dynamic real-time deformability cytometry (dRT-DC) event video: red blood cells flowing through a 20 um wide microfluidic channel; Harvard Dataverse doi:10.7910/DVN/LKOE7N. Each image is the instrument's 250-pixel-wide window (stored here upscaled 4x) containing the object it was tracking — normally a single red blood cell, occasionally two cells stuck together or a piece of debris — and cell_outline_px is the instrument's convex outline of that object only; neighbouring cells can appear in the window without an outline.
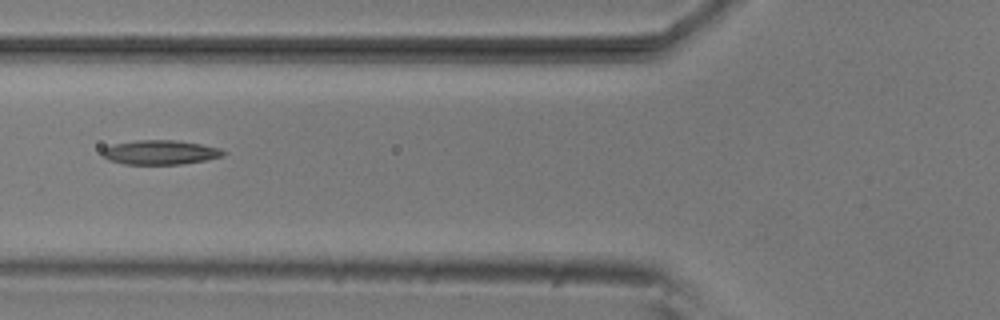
{"species": "common noctule bat (a hibernating species)", "species_latin": "Nyctalus noctula", "temperature_condition": "room temperature", "stored_images_in_passage": 7, "camera_frame_rate_fps": 3000, "um_per_image_px": 0.085, "animal": {"sex": "male", "body_mass_g": 20.5, "forearm_length_mm": 52.5}, "frame": {"image": 1, "passage_image": 6, "time_ms": 1.667, "image_size_px": [1000, 320], "cell_outline_px": [[228, 152], [224, 156], [204, 160], [180, 164], [124, 164], [108, 160], [100, 152], [104, 148], [112, 144], [136, 140], [176, 140], [200, 144], [220, 148]], "centroid_in_image_um": [13.61, 12.94], "position_along_channel_um": 112.2, "area_um2": 17.22}}
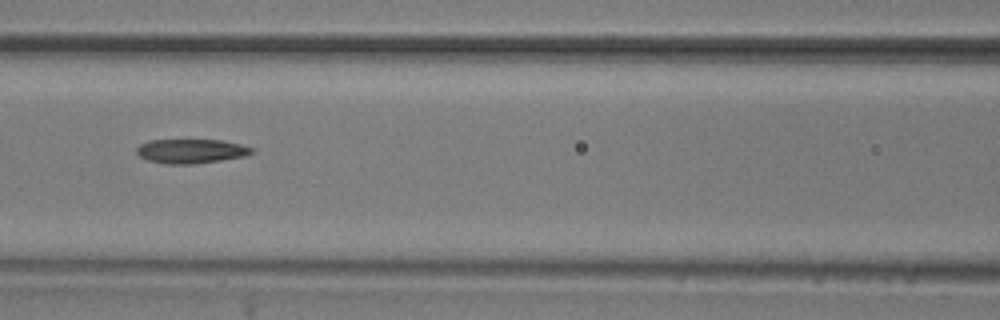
{"frame": {"image": 2, "passage_image": 7, "time_ms": 2.0, "image_size_px": [1000, 320], "cell_outline_px": [[256, 148], [252, 152], [244, 156], [220, 160], [192, 164], [168, 164], [148, 160], [140, 156], [136, 152], [136, 148], [140, 144], [148, 140], [220, 140], [240, 144]], "centroid_in_image_um": [16.23, 12.84], "position_along_channel_um": 150.4, "area_um2": 16.18}}